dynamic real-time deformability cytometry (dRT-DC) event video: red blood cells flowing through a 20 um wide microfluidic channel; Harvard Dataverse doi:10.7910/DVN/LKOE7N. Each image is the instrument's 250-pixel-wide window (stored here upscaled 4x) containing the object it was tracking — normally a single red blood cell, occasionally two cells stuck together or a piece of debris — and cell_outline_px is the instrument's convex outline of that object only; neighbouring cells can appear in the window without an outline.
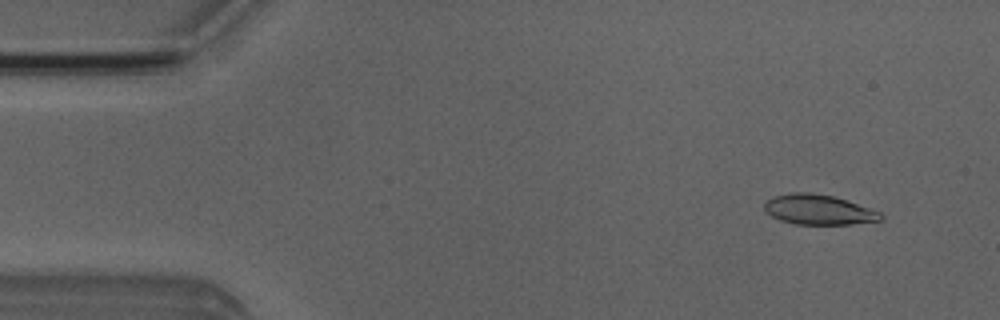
{"species": "Egyptian fruit bat (a non-hibernating species)", "species_latin": "Rousettus aegyptiacus", "temperature_condition": "room temperature", "stored_images_in_passage": 4, "camera_frame_rate_fps": 3000, "um_per_image_px": 0.085, "animal": {"sex": "male"}, "frame": {"image": 1, "passage_image": 2, "time_ms": 1.0, "image_size_px": [1000, 320], "cell_outline_px": [[884, 216], [880, 220], [852, 224], [796, 224], [780, 220], [764, 212], [764, 204], [772, 196], [792, 192], [808, 192], [832, 196], [880, 212]], "centroid_in_image_um": [69.52, 17.82], "position_along_channel_um": 15.5, "area_um2": 20.11}}